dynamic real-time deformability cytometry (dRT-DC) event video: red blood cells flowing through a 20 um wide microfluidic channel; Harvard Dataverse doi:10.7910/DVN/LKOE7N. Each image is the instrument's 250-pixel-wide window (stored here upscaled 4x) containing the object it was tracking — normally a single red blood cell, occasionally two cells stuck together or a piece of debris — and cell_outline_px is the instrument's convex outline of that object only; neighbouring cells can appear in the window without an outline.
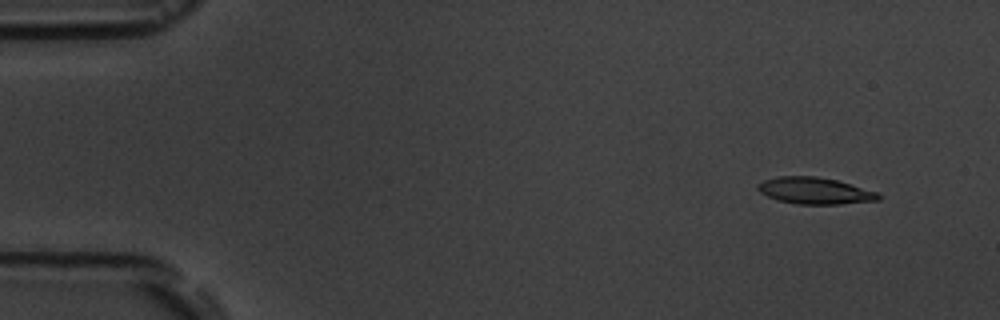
{"species": "common noctule bat (a hibernating species)", "species_latin": "Nyctalus noctula", "temperature_condition": "room temperature", "stored_images_in_passage": 6, "camera_frame_rate_fps": 3000, "um_per_image_px": 0.085, "animal": {"sex": "male", "body_mass_g": 19.5, "forearm_length_mm": 54.6}, "frame": {"image": 1, "passage_image": 2, "time_ms": 1.333, "image_size_px": [1000, 320], "cell_outline_px": [[880, 200], [840, 204], [796, 204], [776, 200], [760, 192], [756, 188], [756, 184], [764, 180], [776, 176], [816, 176], [836, 180], [876, 192], [880, 196]], "centroid_in_image_um": [69.2, 16.21], "position_along_channel_um": 15.8, "area_um2": 18.67}}
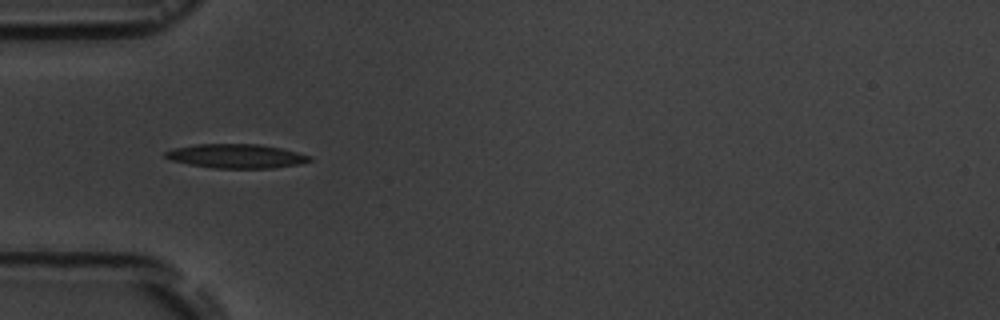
{"frame": {"image": 2, "passage_image": 5, "time_ms": 5.667, "image_size_px": [1000, 320], "cell_outline_px": [[312, 160], [300, 164], [276, 168], [212, 168], [188, 164], [172, 160], [164, 156], [164, 152], [172, 148], [196, 144], [260, 144], [280, 148], [312, 156]], "centroid_in_image_um": [20.08, 13.27], "position_along_channel_um": 64.9, "area_um2": 20.35}}
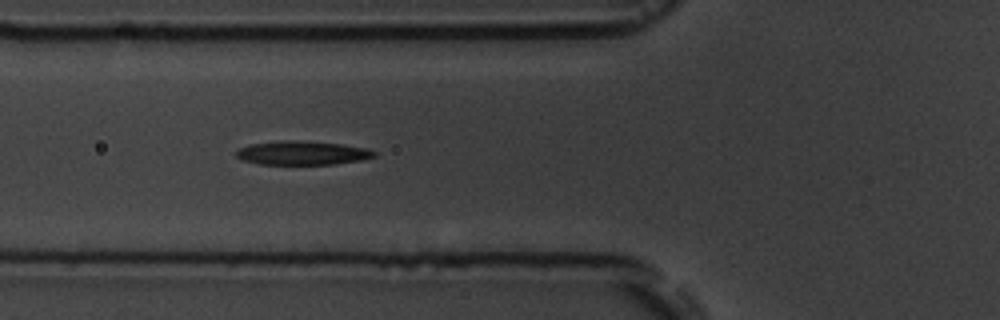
{"frame": {"image": 3, "passage_image": 6, "time_ms": 6.667, "image_size_px": [1000, 320], "cell_outline_px": [[376, 156], [360, 160], [332, 164], [256, 164], [240, 160], [236, 156], [236, 152], [240, 148], [248, 144], [280, 140], [288, 140], [344, 144], [368, 148], [376, 152]], "centroid_in_image_um": [25.66, 13.0], "position_along_channel_um": 100.1, "area_um2": 19.25}}